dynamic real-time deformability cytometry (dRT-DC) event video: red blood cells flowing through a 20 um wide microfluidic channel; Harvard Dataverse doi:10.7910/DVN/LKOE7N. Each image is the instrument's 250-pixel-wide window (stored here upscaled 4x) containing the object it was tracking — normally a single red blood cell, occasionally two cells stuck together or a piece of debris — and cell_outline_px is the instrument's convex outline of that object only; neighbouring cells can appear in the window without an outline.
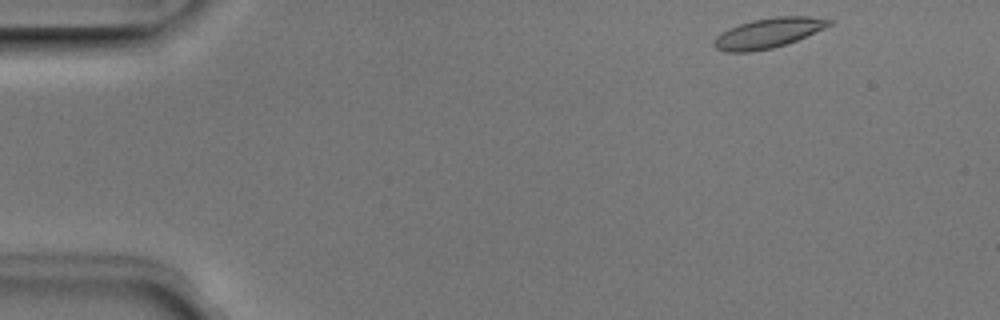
{"species": "Egyptian fruit bat (a non-hibernating species)", "species_latin": "Rousettus aegyptiacus", "temperature_condition": "room temperature", "stored_images_in_passage": 3, "camera_frame_rate_fps": 3000, "um_per_image_px": 0.085, "animal": {"sex": "male"}, "frame": {"image": 1, "passage_image": 1, "time_ms": 0.0, "image_size_px": [1000, 320], "cell_outline_px": [[832, 24], [824, 28], [796, 40], [772, 48], [748, 52], [724, 52], [716, 48], [712, 44], [716, 36], [720, 32], [728, 28], [752, 20], [776, 16], [808, 16], [832, 20]], "centroid_in_image_um": [65.24, 2.8], "position_along_channel_um": 19.8, "area_um2": 19.94}}